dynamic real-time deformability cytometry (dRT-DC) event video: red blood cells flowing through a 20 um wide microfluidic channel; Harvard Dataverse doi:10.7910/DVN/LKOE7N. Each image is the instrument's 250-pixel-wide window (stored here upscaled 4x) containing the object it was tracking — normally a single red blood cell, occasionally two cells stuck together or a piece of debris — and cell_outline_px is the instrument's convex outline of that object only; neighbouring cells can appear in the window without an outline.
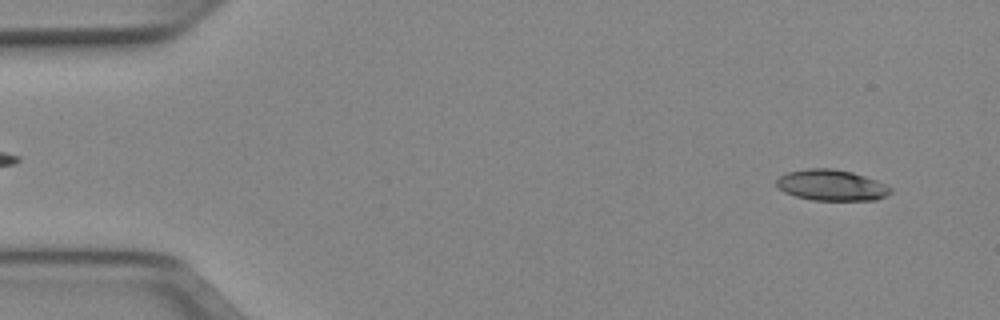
{"species": "Egyptian fruit bat (a non-hibernating species)", "species_latin": "Rousettus aegyptiacus", "temperature_condition": "cold", "stored_images_in_passage": 50, "camera_frame_rate_fps": 3000, "um_per_image_px": 0.085, "animal": {"sex": "female"}, "frame": {"image": 1, "passage_image": 3, "time_ms": 0.667, "image_size_px": [1000, 320], "cell_outline_px": [[892, 192], [876, 200], [812, 200], [796, 196], [784, 192], [776, 184], [776, 180], [780, 176], [788, 172], [808, 168], [832, 168], [852, 172], [876, 180], [892, 188]], "centroid_in_image_um": [70.67, 15.74], "position_along_channel_um": 14.3, "area_um2": 20.46}}
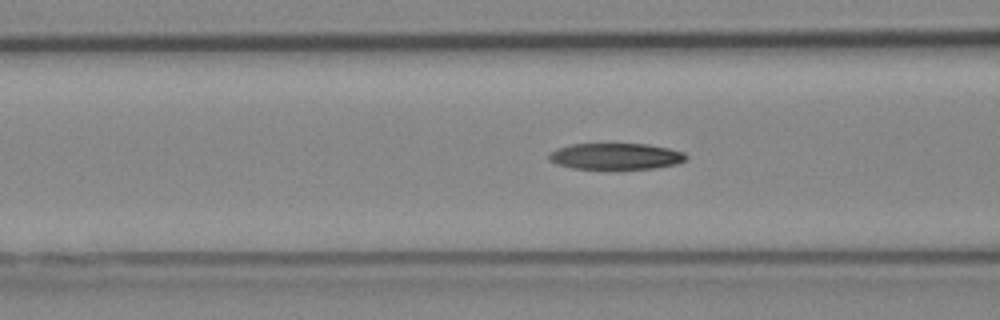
{"frame": {"image": 2, "passage_image": 19, "time_ms": 6.0, "image_size_px": [1000, 320], "cell_outline_px": [[688, 156], [684, 160], [676, 164], [652, 168], [572, 168], [556, 164], [548, 160], [548, 156], [556, 148], [572, 144], [648, 144], [668, 148], [684, 152]], "centroid_in_image_um": [52.32, 13.27], "position_along_channel_um": 114.3, "area_um2": 20.75}}
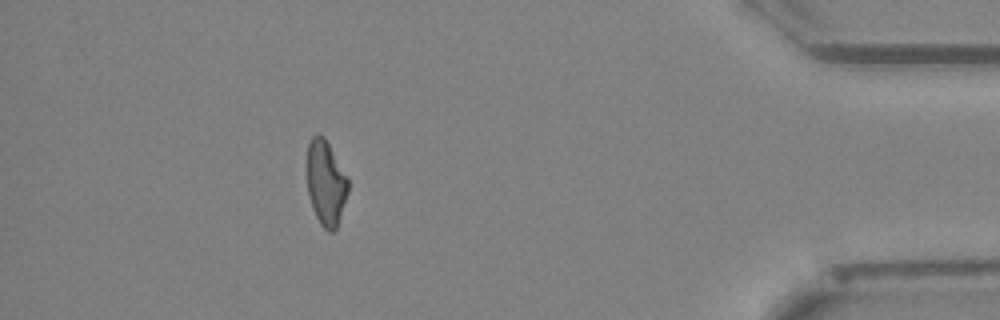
{"frame": {"image": 3, "passage_image": 45, "time_ms": 14.667, "image_size_px": [1000, 320], "cell_outline_px": [[348, 192], [336, 228], [332, 232], [328, 232], [320, 224], [312, 208], [308, 196], [308, 144], [312, 136], [316, 132], [324, 136], [348, 176]], "centroid_in_image_um": [27.7, 15.53], "position_along_channel_um": 407.5, "area_um2": 20.35}, "authors_computed_cell_mechanics": {"area_um2": 21.4149, "velocity_mm_per_s": 3.9671, "shape_relaxation_time_tau1_ms": null, "shape_relaxation_time_tau2_ms": 2.9582, "deformation_change_tau1": null, "deformation_change_tau2": 0.1124}}